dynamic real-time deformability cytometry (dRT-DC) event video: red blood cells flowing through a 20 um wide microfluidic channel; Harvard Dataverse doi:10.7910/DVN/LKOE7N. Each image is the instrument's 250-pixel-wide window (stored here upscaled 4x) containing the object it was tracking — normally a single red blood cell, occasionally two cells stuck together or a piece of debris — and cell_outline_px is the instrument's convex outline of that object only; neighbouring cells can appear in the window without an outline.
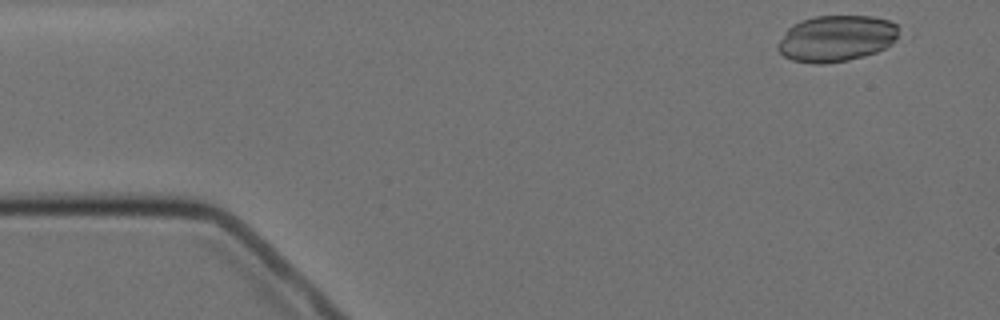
{"species": "Egyptian fruit bat (a non-hibernating species)", "species_latin": "Rousettus aegyptiacus", "temperature_condition": "cold", "stored_images_in_passage": 5, "camera_frame_rate_fps": 3000, "um_per_image_px": 0.085, "animal": {"sex": "female"}, "frame": {"image": 1, "passage_image": 1, "time_ms": 0.0, "image_size_px": [1000, 320], "cell_outline_px": [[904, 36], [892, 44], [876, 52], [864, 56], [848, 60], [824, 64], [816, 64], [792, 60], [784, 56], [776, 48], [776, 44], [784, 32], [792, 24], [800, 20], [816, 16], [872, 16], [888, 20], [896, 24], [904, 32]], "centroid_in_image_um": [71.14, 3.26], "position_along_channel_um": 13.9, "area_um2": 33.35}}
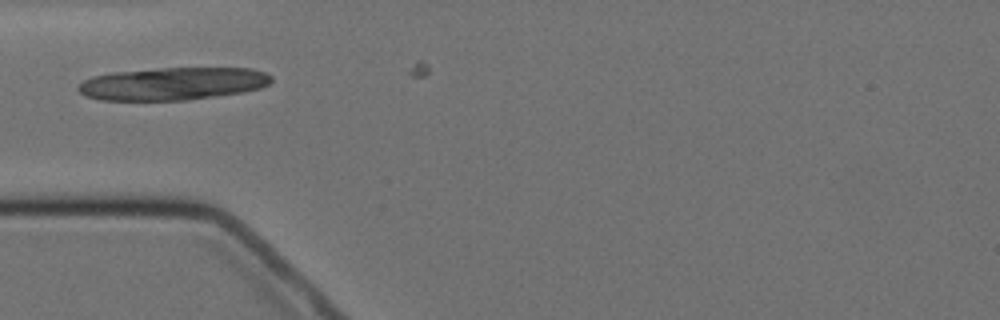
{"frame": {"image": 2, "passage_image": 4, "time_ms": 4.333, "image_size_px": [1000, 320], "cell_outline_px": [[272, 80], [268, 84], [260, 88], [240, 92], [184, 100], [100, 100], [84, 96], [76, 88], [76, 84], [92, 76], [112, 72], [160, 68], [252, 68], [264, 72], [272, 76]], "centroid_in_image_um": [14.62, 7.11], "position_along_channel_um": 70.4, "area_um2": 36.76}}